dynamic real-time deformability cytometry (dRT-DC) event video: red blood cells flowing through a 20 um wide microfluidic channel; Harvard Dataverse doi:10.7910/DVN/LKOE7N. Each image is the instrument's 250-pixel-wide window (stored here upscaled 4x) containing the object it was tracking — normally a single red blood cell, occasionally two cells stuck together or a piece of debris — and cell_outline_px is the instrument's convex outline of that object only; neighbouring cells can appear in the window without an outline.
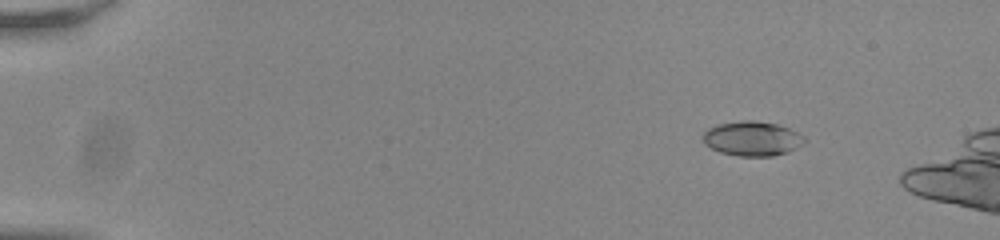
{"species": "common noctule bat (a hibernating species)", "species_latin": "Nyctalus noctula", "temperature_condition": "room temperature", "stored_images_in_passage": 13, "camera_frame_rate_fps": 3000, "um_per_image_px": 0.085, "animal": {"sex": "male", "body_mass_g": 20.0, "forearm_length_mm": 53.3}, "frame": {"image": 1, "passage_image": 8, "time_ms": 2.333, "image_size_px": [1000, 240], "cell_outline_px": [[808, 140], [796, 148], [788, 152], [772, 156], [736, 156], [720, 152], [704, 144], [704, 132], [708, 128], [716, 124], [740, 120], [756, 120], [776, 124], [788, 128], [804, 136]], "centroid_in_image_um": [63.94, 11.77], "position_along_channel_um": 21.1, "area_um2": 20.58}}